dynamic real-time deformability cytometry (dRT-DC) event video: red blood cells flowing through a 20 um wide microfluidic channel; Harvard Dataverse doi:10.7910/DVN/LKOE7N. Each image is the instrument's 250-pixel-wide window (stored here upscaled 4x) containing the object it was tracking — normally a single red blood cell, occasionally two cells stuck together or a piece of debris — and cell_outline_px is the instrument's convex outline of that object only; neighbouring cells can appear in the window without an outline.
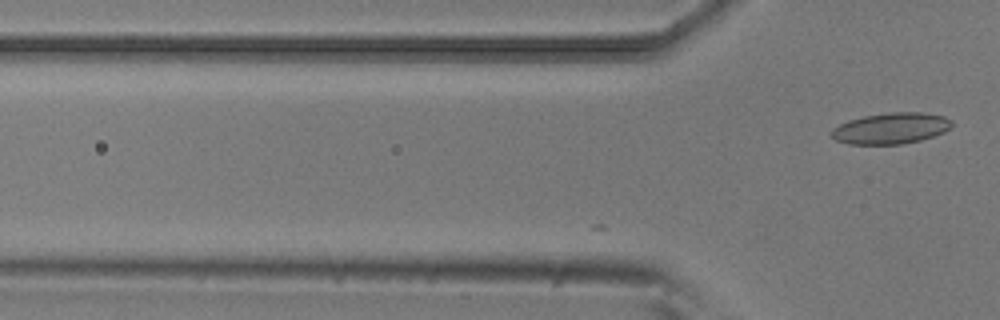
{"species": "common noctule bat (a hibernating species)", "species_latin": "Nyctalus noctula", "temperature_condition": "room temperature", "stored_images_in_passage": 12, "camera_frame_rate_fps": 3000, "um_per_image_px": 0.085, "animal": {"sex": "male", "body_mass_g": 20.5, "forearm_length_mm": 52.5}, "frame": {"image": 1, "passage_image": 12, "time_ms": 3.667, "image_size_px": [1000, 320], "cell_outline_px": [[952, 128], [944, 132], [920, 140], [900, 144], [848, 144], [836, 140], [832, 136], [832, 128], [848, 120], [864, 116], [888, 112], [920, 112], [944, 116], [952, 120]], "centroid_in_image_um": [75.74, 10.9], "position_along_channel_um": 50.1, "area_um2": 21.79}}